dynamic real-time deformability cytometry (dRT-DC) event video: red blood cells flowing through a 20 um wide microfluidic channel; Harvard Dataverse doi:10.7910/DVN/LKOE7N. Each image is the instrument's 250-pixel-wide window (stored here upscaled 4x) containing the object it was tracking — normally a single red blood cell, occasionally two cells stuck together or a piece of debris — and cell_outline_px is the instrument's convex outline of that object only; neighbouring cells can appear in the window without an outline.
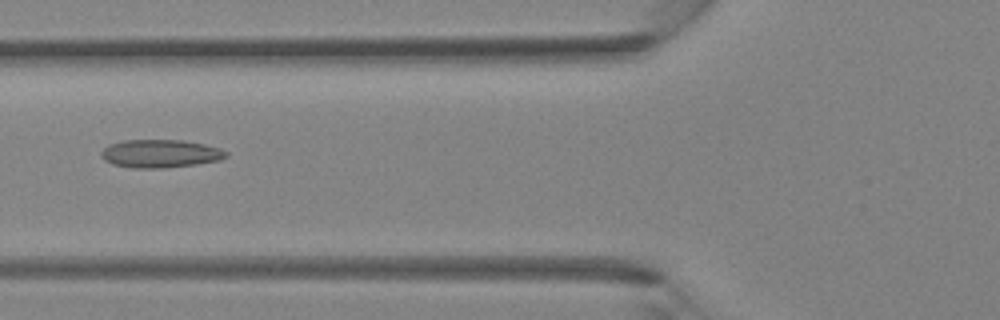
{"species": "Egyptian fruit bat (a non-hibernating species)", "species_latin": "Rousettus aegyptiacus", "temperature_condition": "room temperature", "stored_images_in_passage": 41, "camera_frame_rate_fps": 3000, "um_per_image_px": 0.085, "animal": {"sex": "female"}, "frame": {"image": 1, "passage_image": 16, "time_ms": 5.0, "image_size_px": [1000, 320], "cell_outline_px": [[228, 156], [220, 160], [196, 164], [164, 168], [132, 168], [112, 164], [104, 160], [100, 156], [100, 152], [108, 144], [124, 140], [184, 140], [204, 144], [220, 148], [228, 152]], "centroid_in_image_um": [13.61, 13.05], "position_along_channel_um": 112.2, "area_um2": 20.63}}
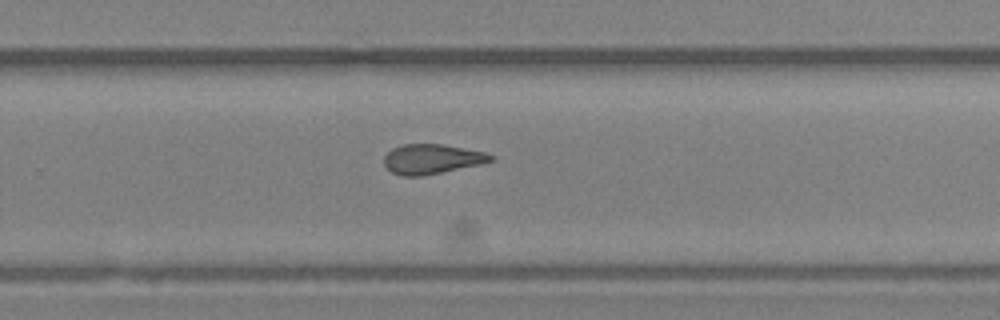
{"frame": {"image": 2, "passage_image": 27, "time_ms": 8.667, "image_size_px": [1000, 320], "cell_outline_px": [[496, 160], [480, 164], [420, 176], [400, 176], [392, 172], [384, 164], [384, 156], [392, 148], [404, 144], [444, 144], [484, 152], [496, 156]], "centroid_in_image_um": [36.72, 13.51], "position_along_channel_um": 293.1, "area_um2": 18.44}}
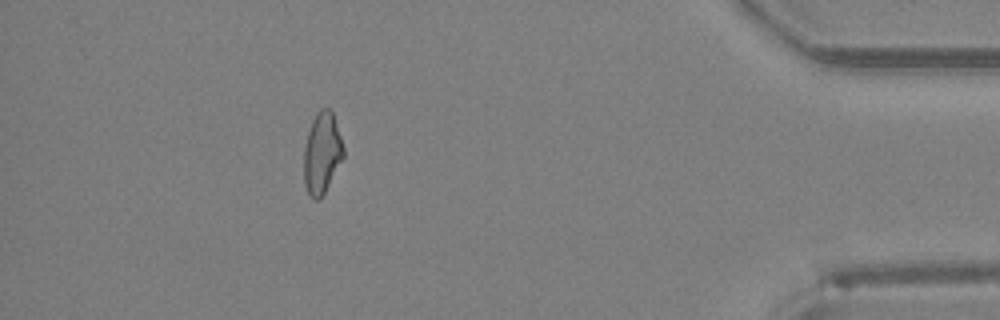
{"frame": {"image": 3, "passage_image": 37, "time_ms": 12.0, "image_size_px": [1000, 320], "cell_outline_px": [[344, 156], [320, 200], [312, 200], [308, 196], [304, 184], [304, 148], [308, 132], [312, 120], [316, 112], [320, 108], [332, 108], [344, 148]], "centroid_in_image_um": [27.36, 13.01], "position_along_channel_um": 407.8, "area_um2": 18.96}}